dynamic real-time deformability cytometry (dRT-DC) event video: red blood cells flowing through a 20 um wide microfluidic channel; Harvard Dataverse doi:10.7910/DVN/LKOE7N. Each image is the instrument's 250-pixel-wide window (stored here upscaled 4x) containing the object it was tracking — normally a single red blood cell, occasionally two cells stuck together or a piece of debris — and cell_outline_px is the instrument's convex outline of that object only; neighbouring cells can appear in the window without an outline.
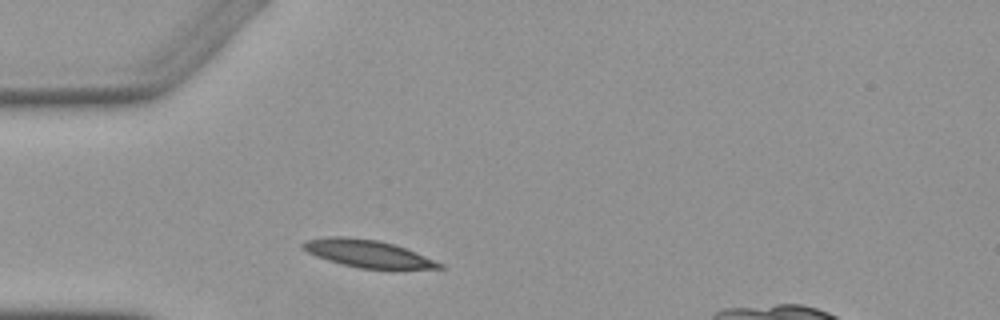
{"species": "Egyptian fruit bat (a non-hibernating species)", "species_latin": "Rousettus aegyptiacus", "temperature_condition": "warm", "stored_images_in_passage": 1, "camera_frame_rate_fps": 3000, "um_per_image_px": 0.085, "animal": {"sex": "female"}, "frame": {"image": 1, "passage_image": 1, "time_ms": 0.0, "image_size_px": [1000, 320], "cell_outline_px": [[448, 268], [392, 272], [360, 268], [340, 264], [316, 256], [308, 252], [300, 244], [304, 240], [324, 236], [344, 236], [380, 240], [396, 244], [416, 252], [444, 264]], "centroid_in_image_um": [31.38, 21.6], "position_along_channel_um": 53.6, "area_um2": 23.12}}